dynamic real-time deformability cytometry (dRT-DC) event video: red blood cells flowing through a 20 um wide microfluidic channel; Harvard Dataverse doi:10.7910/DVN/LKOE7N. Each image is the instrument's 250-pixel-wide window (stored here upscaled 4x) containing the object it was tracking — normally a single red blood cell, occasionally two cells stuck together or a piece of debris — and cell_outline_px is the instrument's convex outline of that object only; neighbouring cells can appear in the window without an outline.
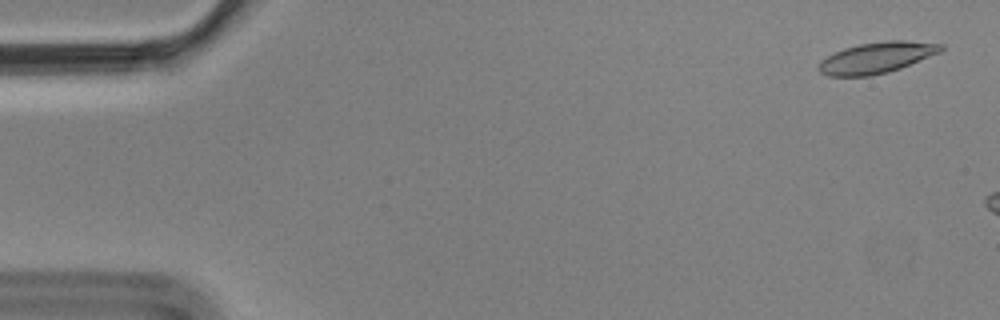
{"species": "Egyptian fruit bat (a non-hibernating species)", "species_latin": "Rousettus aegyptiacus", "temperature_condition": "cold", "stored_images_in_passage": 3, "camera_frame_rate_fps": 3000, "um_per_image_px": 0.085, "animal": {"sex": "male"}, "frame": {"image": 1, "passage_image": 1, "time_ms": 0.0, "image_size_px": [1000, 320], "cell_outline_px": [[944, 48], [940, 52], [900, 68], [888, 72], [868, 76], [828, 76], [820, 72], [816, 68], [820, 60], [844, 48], [860, 44], [888, 40], [904, 40], [944, 44]], "centroid_in_image_um": [74.5, 4.9], "position_along_channel_um": 10.5, "area_um2": 22.02}}